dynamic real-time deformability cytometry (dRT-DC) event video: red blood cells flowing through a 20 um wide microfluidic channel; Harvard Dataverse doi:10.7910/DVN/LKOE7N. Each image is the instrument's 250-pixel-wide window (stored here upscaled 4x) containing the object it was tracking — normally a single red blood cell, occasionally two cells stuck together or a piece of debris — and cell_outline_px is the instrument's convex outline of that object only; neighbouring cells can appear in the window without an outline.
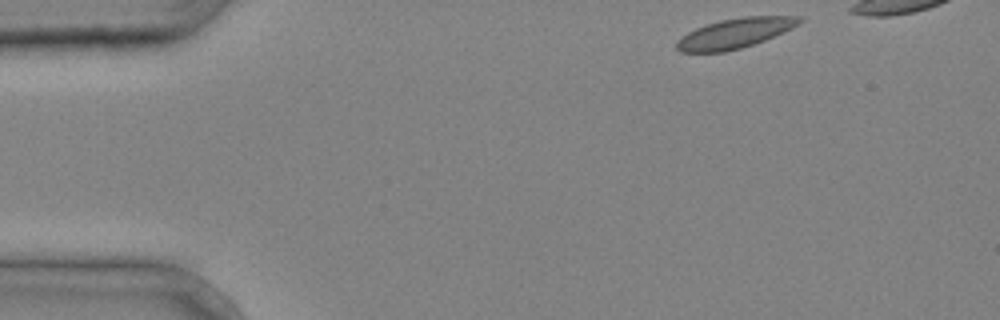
{"species": "common noctule bat (a hibernating species)", "species_latin": "Nyctalus noctula", "temperature_condition": "cold", "stored_images_in_passage": 34, "camera_frame_rate_fps": 3000, "um_per_image_px": 0.085, "animal": {"sex": "male", "body_mass_g": 20.4}, "frame": {"image": 1, "passage_image": 1, "time_ms": 0.0, "image_size_px": [1000, 320], "cell_outline_px": [[804, 20], [800, 24], [792, 28], [764, 40], [740, 48], [724, 52], [680, 52], [676, 48], [676, 40], [688, 32], [696, 28], [720, 20], [744, 16], [804, 16]], "centroid_in_image_um": [62.48, 2.82], "position_along_channel_um": 22.5, "area_um2": 21.33}}
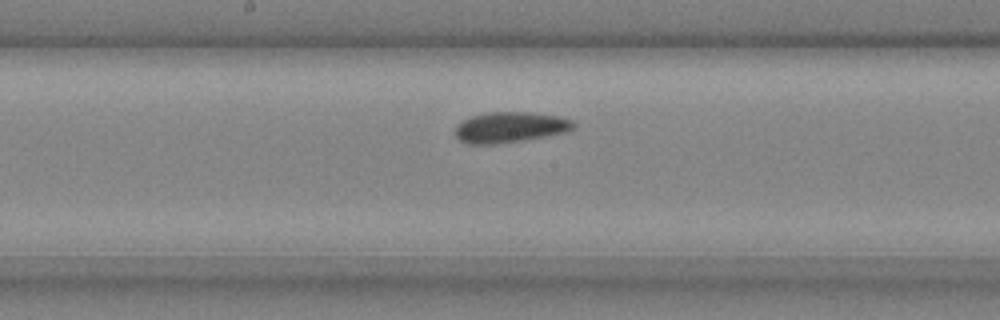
{"frame": {"image": 2, "passage_image": 18, "time_ms": 5.667, "image_size_px": [1000, 320], "cell_outline_px": [[576, 128], [568, 132], [524, 140], [496, 144], [468, 144], [460, 140], [456, 136], [456, 124], [472, 116], [488, 112], [528, 112], [560, 116], [572, 120], [576, 124]], "centroid_in_image_um": [43.4, 10.82], "position_along_channel_um": 204.8, "area_um2": 21.27}}
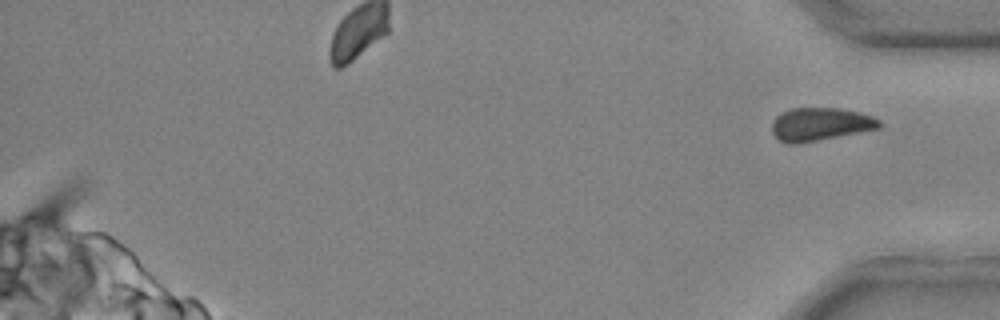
{"frame": {"image": 3, "passage_image": 34, "time_ms": 11.0, "image_size_px": [1000, 320], "cell_outline_px": [[880, 128], [800, 144], [784, 144], [776, 140], [772, 132], [772, 124], [776, 116], [780, 112], [792, 108], [840, 108], [860, 112], [872, 116], [880, 120]], "centroid_in_image_um": [69.67, 10.57], "position_along_channel_um": 365.5, "area_um2": 21.04}}